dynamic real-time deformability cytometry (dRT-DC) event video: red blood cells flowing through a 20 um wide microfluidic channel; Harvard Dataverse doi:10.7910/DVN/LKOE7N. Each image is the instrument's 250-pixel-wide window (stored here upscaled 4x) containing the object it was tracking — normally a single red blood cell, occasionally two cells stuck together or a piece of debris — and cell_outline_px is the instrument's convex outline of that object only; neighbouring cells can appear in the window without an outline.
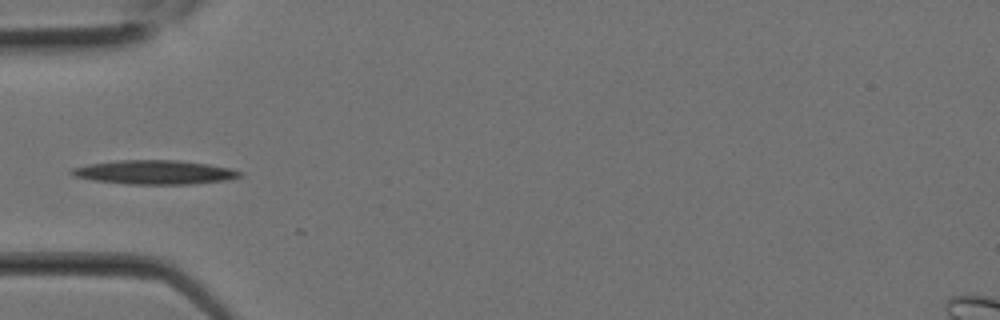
{"species": "Egyptian fruit bat (a non-hibernating species)", "species_latin": "Rousettus aegyptiacus", "temperature_condition": "room temperature", "stored_images_in_passage": 1, "camera_frame_rate_fps": 3000, "um_per_image_px": 0.085, "animal": {"sex": "female"}, "frame": {"image": 1, "passage_image": 1, "time_ms": 0.0, "image_size_px": [1000, 320], "cell_outline_px": [[244, 176], [224, 180], [192, 184], [128, 184], [92, 180], [76, 176], [68, 172], [72, 168], [88, 164], [116, 160], [176, 160], [208, 164], [228, 168], [240, 172]], "centroid_in_image_um": [13.1, 14.64], "position_along_channel_um": 71.9, "area_um2": 23.41}}